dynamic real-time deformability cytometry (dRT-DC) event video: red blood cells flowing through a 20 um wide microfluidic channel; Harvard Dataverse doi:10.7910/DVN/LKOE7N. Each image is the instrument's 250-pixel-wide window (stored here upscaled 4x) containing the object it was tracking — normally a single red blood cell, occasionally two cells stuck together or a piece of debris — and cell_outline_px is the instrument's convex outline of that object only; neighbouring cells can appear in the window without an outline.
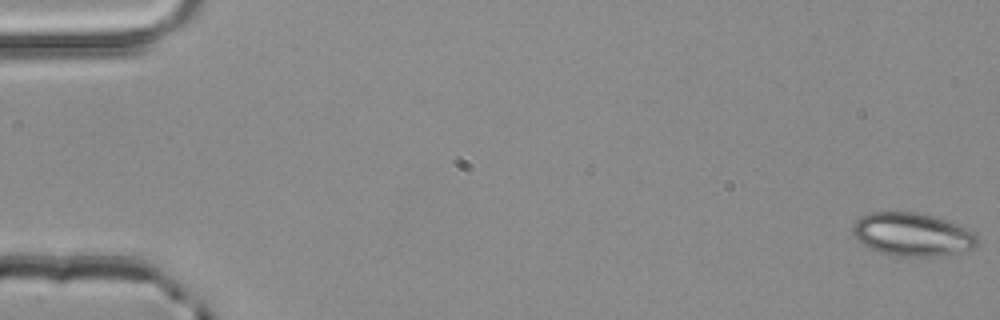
{"species": "common noctule bat (a hibernating species)", "species_latin": "Nyctalus noctula", "temperature_condition": "room temperature", "stored_images_in_passage": 5, "camera_frame_rate_fps": 3000, "um_per_image_px": 0.085, "animal": {"sex": "male", "body_mass_g": 20.4}, "frame": {"image": 1, "passage_image": 1, "time_ms": 0.0, "image_size_px": [1000, 320], "cell_outline_px": [[976, 244], [972, 248], [940, 256], [892, 256], [868, 248], [860, 244], [856, 240], [852, 232], [852, 224], [860, 216], [868, 212], [916, 212], [932, 216], [956, 224], [972, 232], [976, 236]], "centroid_in_image_um": [77.43, 19.93], "position_along_channel_um": 7.6, "area_um2": 31.27}}